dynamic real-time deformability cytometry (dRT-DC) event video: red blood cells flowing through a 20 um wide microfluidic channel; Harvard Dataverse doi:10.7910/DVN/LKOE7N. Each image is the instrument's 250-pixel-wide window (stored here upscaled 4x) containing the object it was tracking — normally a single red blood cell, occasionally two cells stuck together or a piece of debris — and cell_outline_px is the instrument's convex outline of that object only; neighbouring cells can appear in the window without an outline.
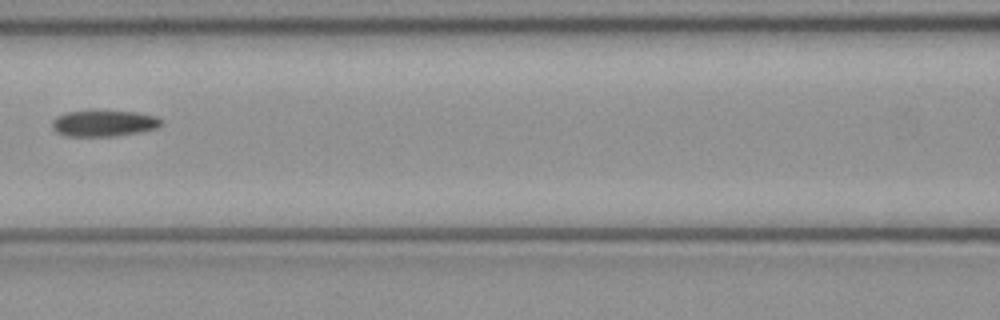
{"species": "common noctule bat (a hibernating species)", "species_latin": "Nyctalus noctula", "temperature_condition": "cold", "stored_images_in_passage": 6, "camera_frame_rate_fps": 3000, "um_per_image_px": 0.085, "animal": {"sex": "female", "body_mass_g": 21.9}, "frame": {"image": 1, "passage_image": 6, "time_ms": 1.667, "image_size_px": [1000, 320], "cell_outline_px": [[160, 124], [156, 128], [140, 132], [116, 136], [68, 136], [56, 132], [52, 128], [52, 120], [56, 116], [68, 112], [92, 108], [136, 112], [156, 116], [160, 120]], "centroid_in_image_um": [8.77, 10.44], "position_along_channel_um": 157.8, "area_um2": 17.22}}